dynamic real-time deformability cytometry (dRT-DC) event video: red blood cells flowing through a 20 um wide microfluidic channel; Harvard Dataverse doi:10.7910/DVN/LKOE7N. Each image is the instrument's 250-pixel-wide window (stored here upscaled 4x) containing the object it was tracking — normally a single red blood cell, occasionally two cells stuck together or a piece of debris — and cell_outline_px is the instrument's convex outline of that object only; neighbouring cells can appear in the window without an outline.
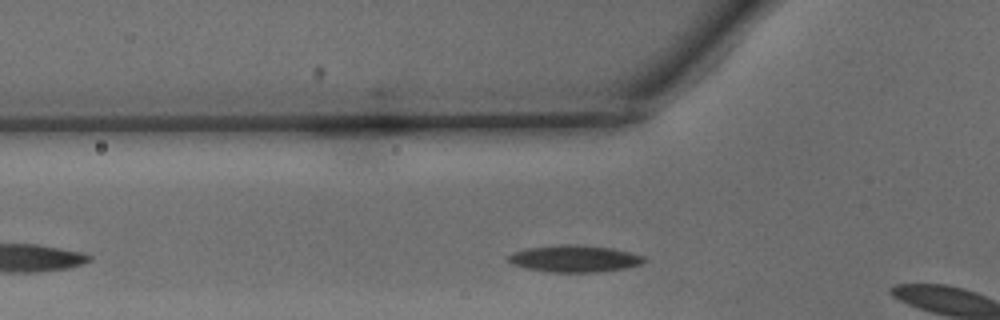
{"species": "common noctule bat (a hibernating species)", "species_latin": "Nyctalus noctula", "temperature_condition": "warm", "stored_images_in_passage": 3, "camera_frame_rate_fps": 3000, "um_per_image_px": 0.085, "animal": {"sex": "male", "body_mass_g": 15.6}, "frame": {"image": 1, "passage_image": 2, "time_ms": 0.333, "image_size_px": [1000, 320], "cell_outline_px": [[648, 260], [644, 264], [628, 268], [600, 272], [548, 272], [528, 268], [512, 264], [508, 260], [508, 256], [516, 252], [528, 248], [556, 244], [576, 244], [612, 248], [644, 256]], "centroid_in_image_um": [48.91, 21.99], "position_along_channel_um": 76.9, "area_um2": 21.39}}